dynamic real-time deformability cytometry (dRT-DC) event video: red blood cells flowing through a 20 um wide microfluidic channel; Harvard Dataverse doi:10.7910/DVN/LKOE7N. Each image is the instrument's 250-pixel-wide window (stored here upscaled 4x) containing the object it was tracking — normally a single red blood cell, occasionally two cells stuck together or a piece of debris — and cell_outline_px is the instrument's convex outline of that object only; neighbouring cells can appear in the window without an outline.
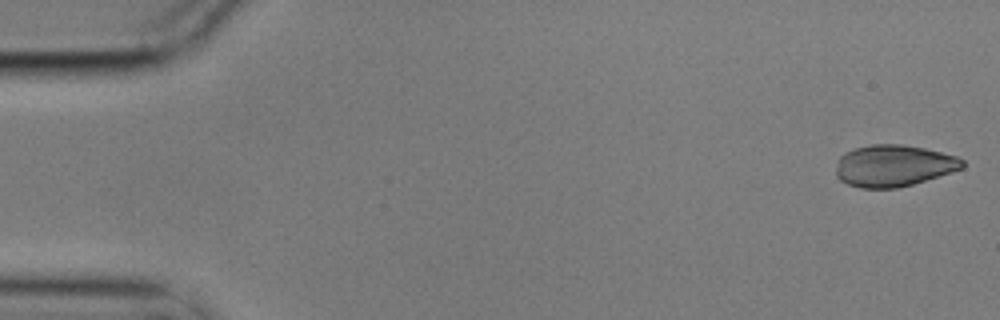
{"species": "common noctule bat (a hibernating species)", "species_latin": "Nyctalus noctula", "temperature_condition": "cold", "stored_images_in_passage": 4, "camera_frame_rate_fps": 3000, "um_per_image_px": 0.085, "animal": {"sex": "male", "body_mass_g": 17.9}, "frame": {"image": 1, "passage_image": 1, "time_ms": 0.0, "image_size_px": [1000, 320], "cell_outline_px": [[964, 168], [952, 172], [912, 184], [896, 188], [860, 188], [848, 184], [840, 180], [836, 176], [836, 168], [840, 156], [844, 152], [856, 148], [872, 144], [900, 144], [924, 148], [956, 156], [964, 160]], "centroid_in_image_um": [75.95, 14.08], "position_along_channel_um": 9.1, "area_um2": 30.63}}
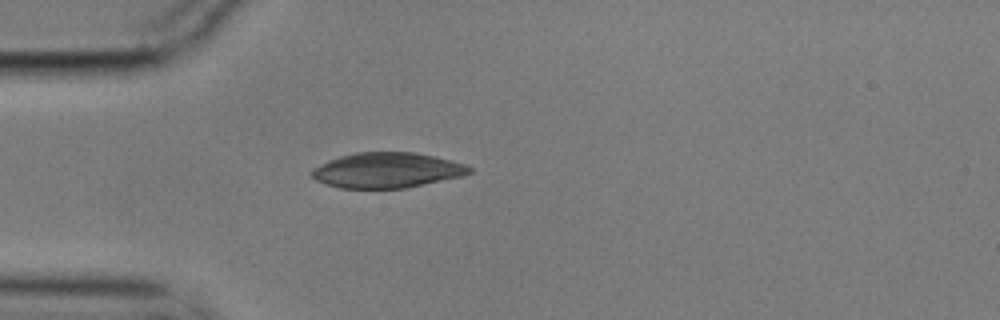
{"frame": {"image": 2, "passage_image": 4, "time_ms": 1.0, "image_size_px": [1000, 320], "cell_outline_px": [[472, 172], [460, 176], [404, 188], [340, 188], [316, 180], [308, 172], [312, 168], [328, 160], [340, 156], [356, 152], [416, 152], [436, 156], [452, 160], [464, 164], [472, 168]], "centroid_in_image_um": [32.86, 14.45], "position_along_channel_um": 52.1, "area_um2": 32.31}}